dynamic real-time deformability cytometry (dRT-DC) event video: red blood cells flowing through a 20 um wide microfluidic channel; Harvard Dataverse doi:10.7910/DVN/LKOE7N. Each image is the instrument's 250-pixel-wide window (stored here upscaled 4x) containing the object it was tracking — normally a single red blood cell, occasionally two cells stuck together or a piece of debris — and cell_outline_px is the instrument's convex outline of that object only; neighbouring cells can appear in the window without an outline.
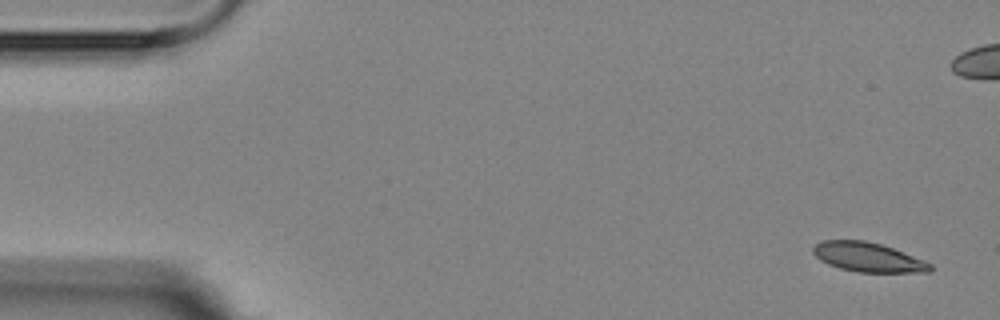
{"species": "Egyptian fruit bat (a non-hibernating species)", "species_latin": "Rousettus aegyptiacus", "temperature_condition": "room temperature", "stored_images_in_passage": 7, "segment_of_instrument_passage": [1, 2], "camera_frame_rate_fps": 3000, "um_per_image_px": 0.085, "animal": {"sex": "female"}, "frame": {"image": 1, "passage_image": 1, "time_ms": 0.0, "image_size_px": [1000, 320], "cell_outline_px": [[932, 272], [856, 272], [840, 268], [828, 264], [820, 260], [812, 252], [812, 248], [820, 240], [864, 240], [880, 244], [892, 248], [924, 260], [932, 264]], "centroid_in_image_um": [73.76, 21.86], "position_along_channel_um": 11.2, "area_um2": 20.0}}
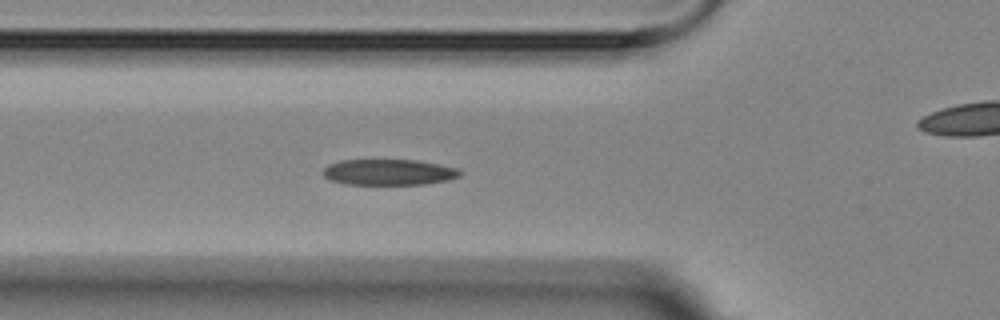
{"frame": {"image": 2, "passage_image": 6, "time_ms": 5.667, "image_size_px": [1000, 320], "cell_outline_px": [[464, 172], [460, 176], [448, 180], [424, 184], [344, 184], [332, 180], [324, 176], [320, 172], [328, 164], [340, 160], [416, 160], [456, 168]], "centroid_in_image_um": [33.02, 14.63], "position_along_channel_um": 92.8, "area_um2": 20.63}}